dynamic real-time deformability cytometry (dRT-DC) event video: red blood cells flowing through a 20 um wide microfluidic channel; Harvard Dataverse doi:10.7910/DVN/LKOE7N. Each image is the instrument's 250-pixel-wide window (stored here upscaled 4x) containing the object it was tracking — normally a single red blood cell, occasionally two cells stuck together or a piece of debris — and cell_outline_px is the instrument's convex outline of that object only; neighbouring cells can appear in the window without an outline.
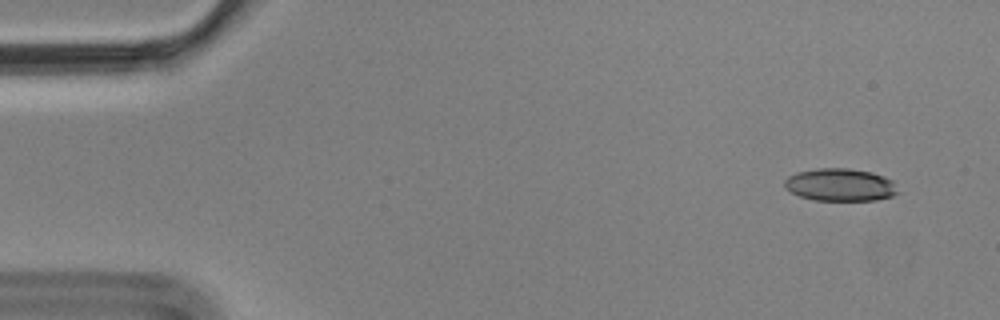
{"species": "Egyptian fruit bat (a non-hibernating species)", "species_latin": "Rousettus aegyptiacus", "temperature_condition": "cold", "stored_images_in_passage": 4, "camera_frame_rate_fps": 3000, "um_per_image_px": 0.085, "animal": {"sex": "male"}, "frame": {"image": 1, "passage_image": 1, "time_ms": 0.0, "image_size_px": [1000, 320], "cell_outline_px": [[900, 192], [892, 196], [876, 200], [812, 200], [800, 196], [784, 188], [784, 180], [788, 176], [796, 172], [816, 168], [848, 168], [872, 172], [884, 176], [892, 180]], "centroid_in_image_um": [71.41, 15.7], "position_along_channel_um": 13.6, "area_um2": 21.73}}
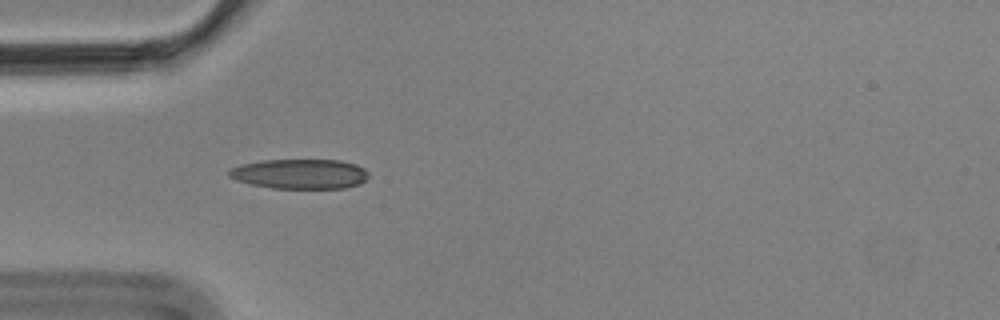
{"frame": {"image": 2, "passage_image": 4, "time_ms": 1.0, "image_size_px": [1000, 320], "cell_outline_px": [[368, 176], [360, 184], [344, 188], [272, 188], [252, 184], [236, 180], [228, 176], [228, 172], [232, 168], [240, 164], [264, 160], [340, 160], [356, 164], [364, 168], [368, 172]], "centroid_in_image_um": [25.5, 14.78], "position_along_channel_um": 59.5, "area_um2": 24.22}}